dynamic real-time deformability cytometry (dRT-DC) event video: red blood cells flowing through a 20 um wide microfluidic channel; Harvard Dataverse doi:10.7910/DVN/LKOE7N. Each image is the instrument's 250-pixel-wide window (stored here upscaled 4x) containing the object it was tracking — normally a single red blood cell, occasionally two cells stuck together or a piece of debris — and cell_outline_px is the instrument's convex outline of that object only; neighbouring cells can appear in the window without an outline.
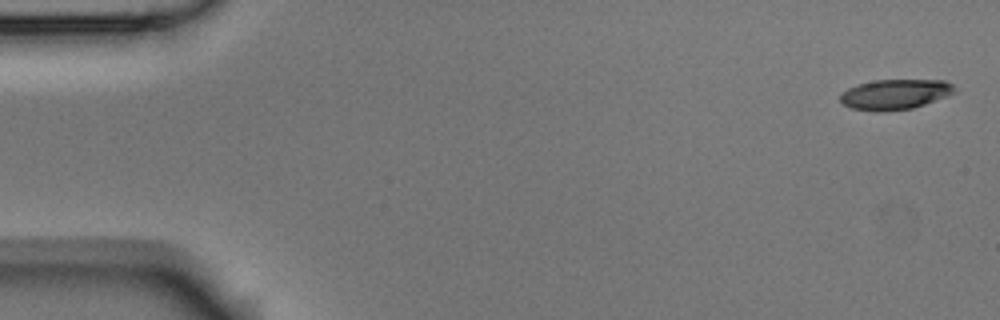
{"species": "Egyptian fruit bat (a non-hibernating species)", "species_latin": "Rousettus aegyptiacus", "temperature_condition": "room temperature", "stored_images_in_passage": 5, "camera_frame_rate_fps": 3000, "um_per_image_px": 0.085, "animal": {"sex": "male"}, "frame": {"image": 1, "passage_image": 1, "time_ms": 0.0, "image_size_px": [1000, 320], "cell_outline_px": [[956, 92], [924, 104], [912, 108], [884, 112], [876, 112], [852, 108], [844, 104], [840, 100], [840, 92], [856, 84], [876, 80], [944, 80], [952, 84], [956, 88]], "centroid_in_image_um": [76.05, 8.02], "position_along_channel_um": 9.0, "area_um2": 20.17}}
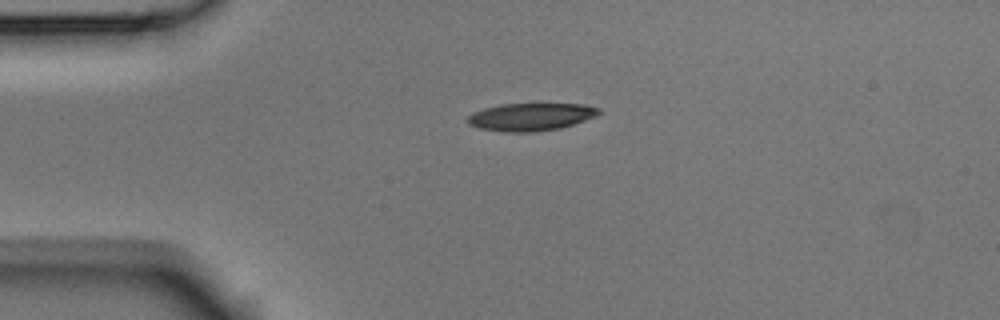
{"frame": {"image": 2, "passage_image": 4, "time_ms": 1.0, "image_size_px": [1000, 320], "cell_outline_px": [[600, 112], [596, 116], [560, 128], [536, 132], [504, 132], [480, 128], [468, 124], [468, 116], [472, 112], [484, 108], [500, 104], [584, 104], [600, 108]], "centroid_in_image_um": [45.1, 9.93], "position_along_channel_um": 39.9, "area_um2": 21.1}}